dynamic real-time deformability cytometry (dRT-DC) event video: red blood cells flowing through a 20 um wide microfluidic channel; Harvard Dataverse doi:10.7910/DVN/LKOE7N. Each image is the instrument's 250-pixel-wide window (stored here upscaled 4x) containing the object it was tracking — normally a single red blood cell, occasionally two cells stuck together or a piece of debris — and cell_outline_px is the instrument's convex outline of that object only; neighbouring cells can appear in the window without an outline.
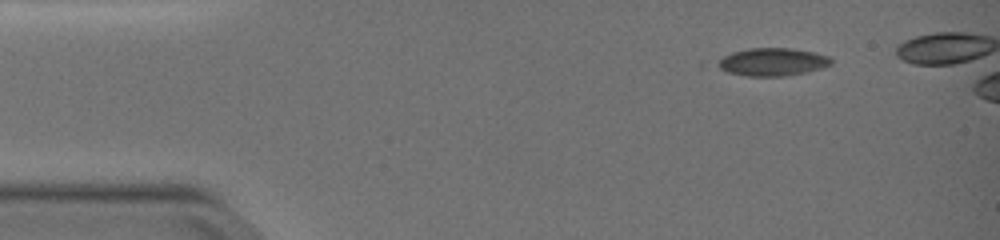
{"species": "common noctule bat (a hibernating species)", "species_latin": "Nyctalus noctula", "temperature_condition": "warm", "stored_images_in_passage": 3, "camera_frame_rate_fps": 3000, "um_per_image_px": 0.085, "animal": {"sex": "female", "body_mass_g": 19.0, "forearm_length_mm": 51.5}, "frame": {"image": 1, "passage_image": 1, "time_ms": 0.0, "image_size_px": [1000, 240], "cell_outline_px": [[832, 64], [808, 72], [784, 76], [748, 76], [700, 68], [700, 60], [748, 48], [792, 48], [812, 52], [828, 56], [832, 60]], "centroid_in_image_um": [65.18, 5.27], "position_along_channel_um": 19.8, "area_um2": 20.23}}